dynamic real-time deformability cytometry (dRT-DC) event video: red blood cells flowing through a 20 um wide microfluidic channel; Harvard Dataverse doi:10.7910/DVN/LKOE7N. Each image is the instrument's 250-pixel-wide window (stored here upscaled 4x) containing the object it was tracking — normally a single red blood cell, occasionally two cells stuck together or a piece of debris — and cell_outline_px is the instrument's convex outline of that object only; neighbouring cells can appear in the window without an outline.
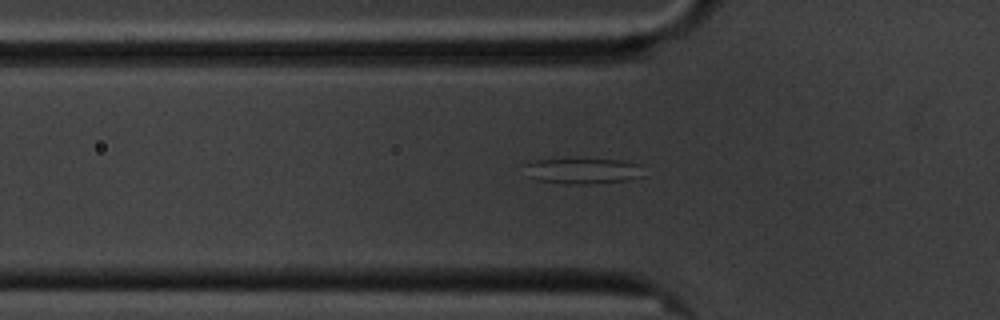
{"species": "common noctule bat (a hibernating species)", "species_latin": "Nyctalus noctula", "temperature_condition": "cold", "stored_images_in_passage": 36, "segment_of_instrument_passage": [1, 2], "camera_frame_rate_fps": 3000, "um_per_image_px": 0.085, "animal": {"sex": "male", "body_mass_g": 20.1, "forearm_length_mm": 53.5}, "frame": {"image": 1, "passage_image": 4, "time_ms": 1.0, "image_size_px": [1000, 320], "cell_outline_px": [[644, 176], [628, 180], [588, 184], [564, 184], [536, 180], [528, 176], [524, 164], [528, 160], [624, 160], [640, 164]], "centroid_in_image_um": [49.53, 14.54], "position_along_channel_um": 76.3, "area_um2": 17.8}}
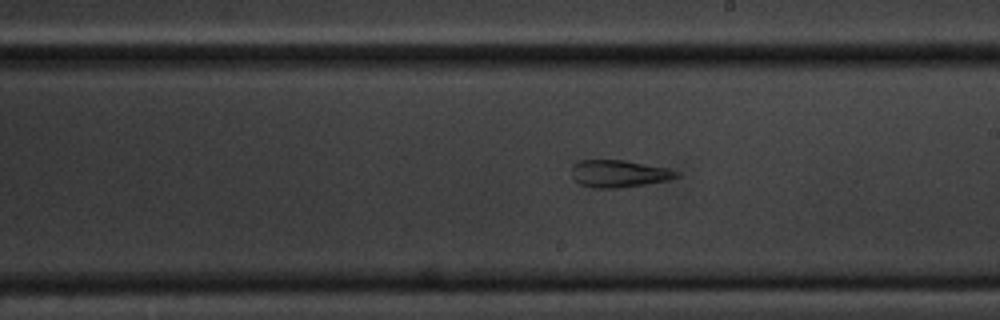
{"frame": {"image": 2, "passage_image": 18, "time_ms": 5.667, "image_size_px": [1000, 320], "cell_outline_px": [[680, 176], [668, 180], [620, 188], [592, 188], [580, 184], [572, 176], [572, 164], [580, 160], [624, 160], [668, 168], [676, 172]], "centroid_in_image_um": [52.57, 14.76], "position_along_channel_um": 236.4, "area_um2": 16.59}}
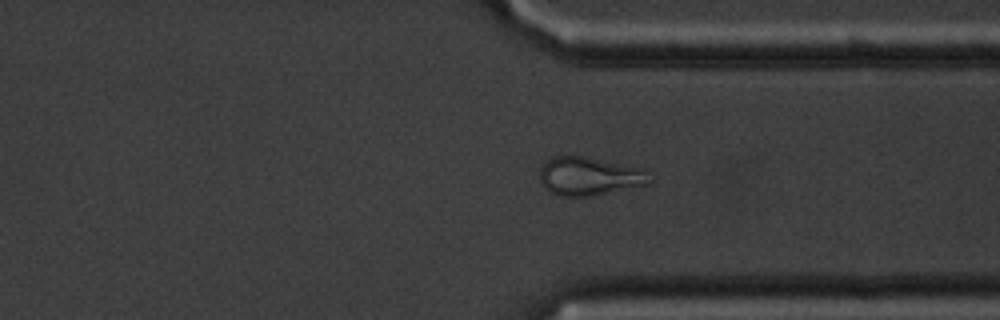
{"frame": {"image": 3, "passage_image": 29, "time_ms": 9.333, "image_size_px": [1000, 320], "cell_outline_px": [[648, 184], [588, 196], [556, 196], [544, 188], [540, 180], [540, 168], [552, 156], [584, 156], [640, 168]], "centroid_in_image_um": [49.94, 14.98], "position_along_channel_um": 361.5, "area_um2": 23.81}}